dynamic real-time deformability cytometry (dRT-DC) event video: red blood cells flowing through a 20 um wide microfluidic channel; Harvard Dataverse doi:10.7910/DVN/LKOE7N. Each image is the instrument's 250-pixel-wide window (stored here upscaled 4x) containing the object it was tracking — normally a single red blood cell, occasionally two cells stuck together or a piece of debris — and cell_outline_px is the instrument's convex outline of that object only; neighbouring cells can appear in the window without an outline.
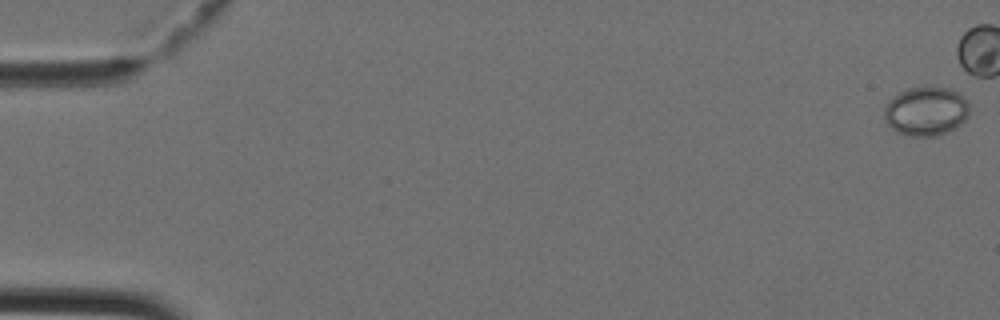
{"species": "Egyptian fruit bat (a non-hibernating species)", "species_latin": "Rousettus aegyptiacus", "temperature_condition": "cold", "stored_images_in_passage": 46, "camera_frame_rate_fps": 3000, "um_per_image_px": 0.085, "animal": {"sex": "female"}, "frame": {"image": 1, "passage_image": 1, "time_ms": 0.0, "image_size_px": [1000, 320], "cell_outline_px": [[968, 116], [956, 128], [936, 136], [908, 136], [896, 132], [884, 120], [884, 108], [888, 100], [896, 92], [908, 88], [928, 84], [952, 88], [960, 92], [968, 100]], "centroid_in_image_um": [78.7, 9.4], "position_along_channel_um": 6.3, "area_um2": 25.26}}
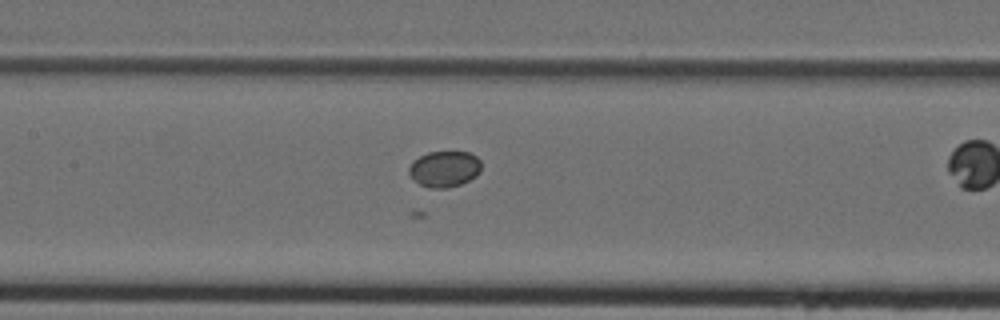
{"frame": {"image": 2, "passage_image": 21, "time_ms": 6.667, "image_size_px": [1000, 320], "cell_outline_px": [[480, 172], [476, 176], [460, 184], [448, 188], [428, 188], [420, 184], [408, 172], [408, 168], [412, 160], [428, 152], [468, 152], [476, 156], [480, 160]], "centroid_in_image_um": [37.77, 14.35], "position_along_channel_um": 169.6, "area_um2": 15.14}}
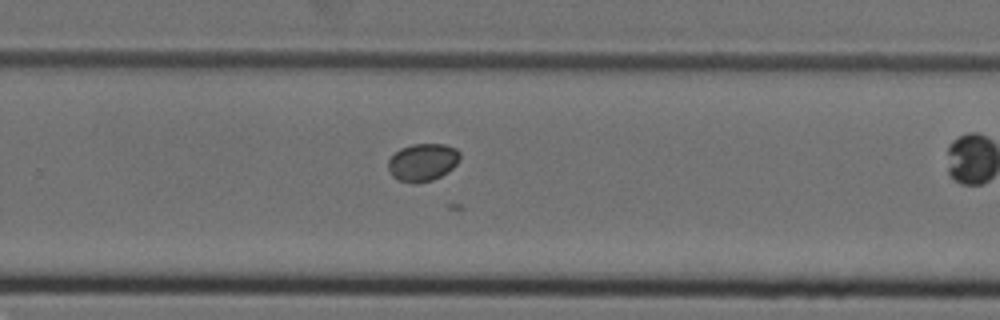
{"frame": {"image": 3, "passage_image": 29, "time_ms": 9.333, "image_size_px": [1000, 320], "cell_outline_px": [[460, 160], [448, 172], [432, 180], [416, 184], [396, 180], [388, 172], [388, 160], [400, 148], [412, 144], [444, 144], [456, 148], [460, 152]], "centroid_in_image_um": [35.91, 13.8], "position_along_channel_um": 293.9, "area_um2": 15.95}}